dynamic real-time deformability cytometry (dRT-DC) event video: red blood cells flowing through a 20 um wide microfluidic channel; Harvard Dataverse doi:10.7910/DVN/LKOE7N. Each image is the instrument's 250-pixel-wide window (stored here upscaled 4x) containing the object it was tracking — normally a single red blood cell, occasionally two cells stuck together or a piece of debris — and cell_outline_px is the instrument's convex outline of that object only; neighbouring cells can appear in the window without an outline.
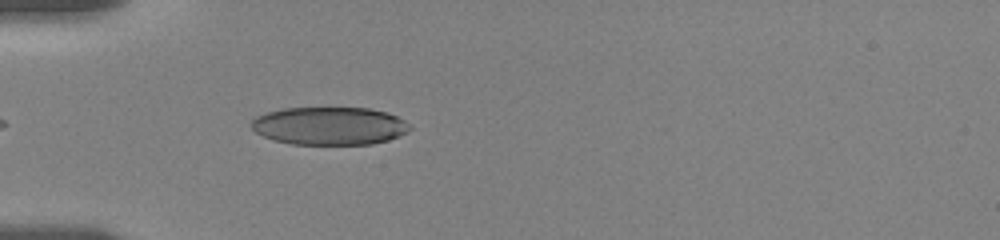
{"species": "human", "species_latin": "Homo sapiens", "temperature_condition": "room temperature", "stored_images_in_passage": 34, "camera_frame_rate_fps": 3000, "um_per_image_px": 0.085, "donor": {"sex": "female"}, "frame": {"image": 1, "passage_image": 2, "time_ms": 0.667, "image_size_px": [1000, 240], "cell_outline_px": [[412, 128], [388, 140], [372, 144], [292, 144], [272, 140], [256, 132], [248, 124], [256, 116], [268, 112], [284, 108], [368, 108], [384, 112], [396, 116], [404, 120]], "centroid_in_image_um": [27.95, 10.7], "position_along_channel_um": 57.0, "area_um2": 34.85}}
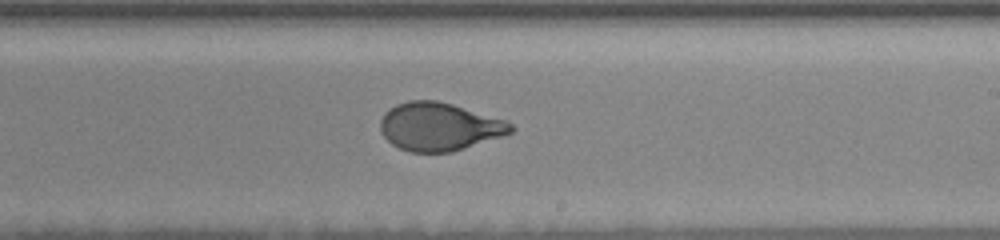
{"frame": {"image": 2, "passage_image": 15, "time_ms": 6.333, "image_size_px": [1000, 240], "cell_outline_px": [[516, 128], [512, 132], [452, 152], [408, 152], [392, 144], [380, 132], [380, 120], [384, 112], [388, 108], [396, 104], [408, 100], [436, 100], [452, 104], [508, 120]], "centroid_in_image_um": [37.31, 10.75], "position_along_channel_um": 251.7, "area_um2": 36.7}}
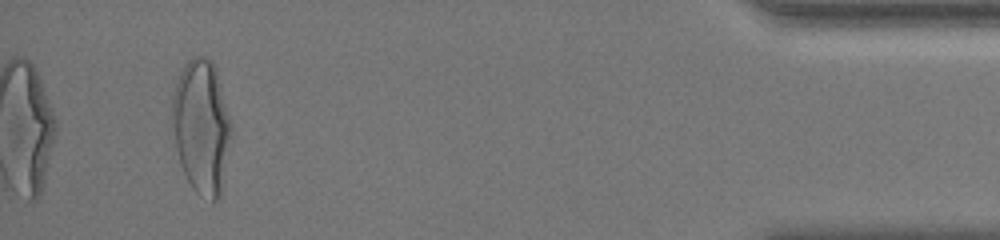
{"frame": {"image": 3, "passage_image": 31, "time_ms": 12.667, "image_size_px": [1000, 240], "cell_outline_px": [[232, 128], [220, 196], [212, 204], [200, 196], [192, 188], [180, 164], [168, 124], [172, 96], [176, 80], [184, 64], [192, 56], [208, 56], [212, 60], [216, 68], [232, 124]], "centroid_in_image_um": [17.08, 10.74], "position_along_channel_um": 418.1, "area_um2": 47.34}, "authors_computed_cell_mechanics": {"area_um2": 37.3099, "velocity_mm_per_s": 3.5729, "shape_relaxation_time_tau1_ms": 4.059, "shape_relaxation_time_tau2_ms": null, "deformation_change_tau1": 0.1642, "deformation_change_tau2": null}}